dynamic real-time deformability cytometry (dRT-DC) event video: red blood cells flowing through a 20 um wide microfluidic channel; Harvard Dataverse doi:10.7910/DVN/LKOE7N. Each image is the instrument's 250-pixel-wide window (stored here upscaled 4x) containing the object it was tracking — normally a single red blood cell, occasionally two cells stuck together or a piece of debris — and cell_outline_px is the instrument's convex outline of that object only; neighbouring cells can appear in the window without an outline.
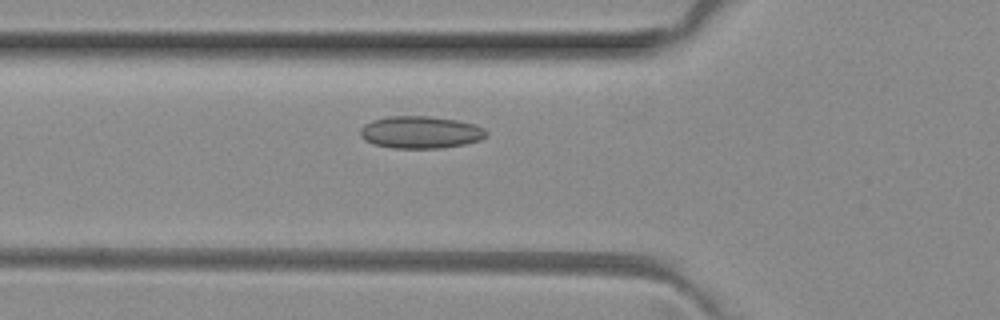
{"species": "common noctule bat (a hibernating species)", "species_latin": "Nyctalus noctula", "temperature_condition": "room temperature", "stored_images_in_passage": 36, "camera_frame_rate_fps": 3000, "um_per_image_px": 0.085, "animal": {"sex": "female", "body_mass_g": 29.2, "forearm_length_mm": 56.3}, "frame": {"image": 1, "passage_image": 2, "time_ms": 0.333, "image_size_px": [1000, 320], "cell_outline_px": [[488, 136], [480, 140], [464, 144], [440, 148], [392, 148], [372, 144], [364, 140], [360, 136], [360, 128], [364, 124], [372, 120], [388, 116], [428, 116], [456, 120], [476, 124], [484, 128], [488, 132]], "centroid_in_image_um": [35.74, 11.24], "position_along_channel_um": 90.1, "area_um2": 23.93}}
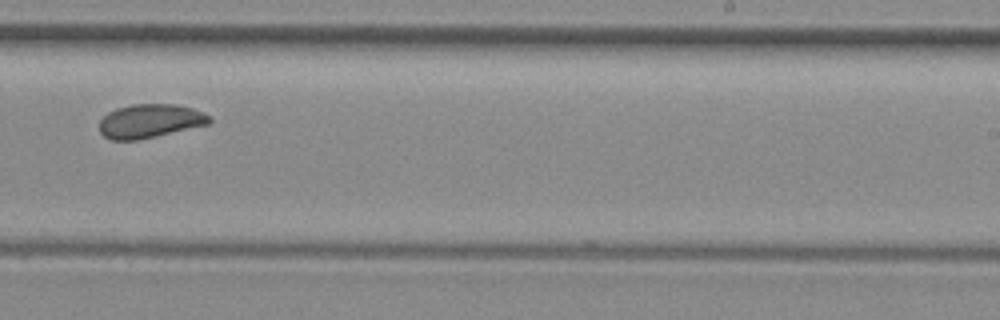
{"frame": {"image": 2, "passage_image": 16, "time_ms": 5.0, "image_size_px": [1000, 320], "cell_outline_px": [[212, 120], [208, 124], [156, 136], [136, 140], [112, 140], [104, 136], [100, 132], [100, 120], [108, 112], [116, 108], [132, 104], [176, 104], [192, 108], [212, 116]], "centroid_in_image_um": [12.75, 10.28], "position_along_channel_um": 276.3, "area_um2": 21.62}}
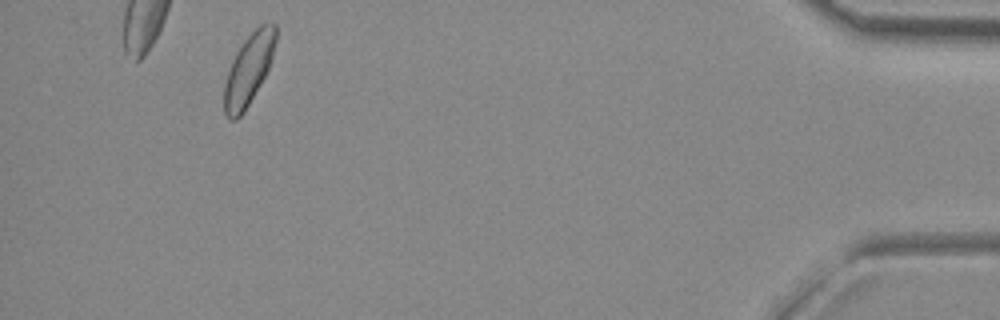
{"frame": {"image": 3, "passage_image": 32, "time_ms": 10.333, "image_size_px": [1000, 320], "cell_outline_px": [[276, 40], [272, 56], [268, 68], [260, 84], [244, 112], [236, 120], [228, 120], [224, 112], [224, 84], [232, 60], [240, 44], [260, 24], [268, 20], [272, 20], [276, 24]], "centroid_in_image_um": [21.13, 5.87], "position_along_channel_um": 414.1, "area_um2": 21.33}}